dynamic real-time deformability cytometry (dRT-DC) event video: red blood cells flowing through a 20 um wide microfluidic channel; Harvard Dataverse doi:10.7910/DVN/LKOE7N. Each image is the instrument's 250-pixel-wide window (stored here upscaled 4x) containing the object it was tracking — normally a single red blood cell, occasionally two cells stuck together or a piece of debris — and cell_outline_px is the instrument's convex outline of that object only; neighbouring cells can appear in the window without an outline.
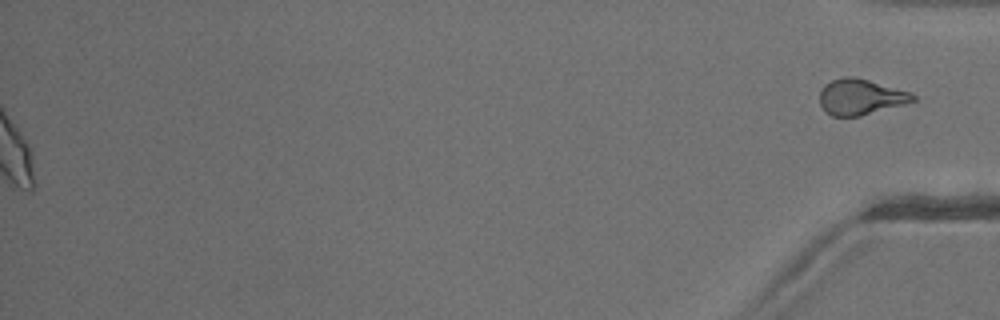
{"species": "common noctule bat (a hibernating species)", "species_latin": "Nyctalus noctula", "temperature_condition": "warm", "stored_images_in_passage": 46, "segment_of_instrument_passage": [2, 2], "camera_frame_rate_fps": 3000, "um_per_image_px": 0.085, "animal": {"sex": "female"}, "frame": {"image": 1, "passage_image": 46, "time_ms": 15.0, "image_size_px": [1000, 320], "cell_outline_px": [[916, 100], [904, 104], [860, 116], [832, 116], [824, 112], [820, 104], [820, 92], [824, 84], [832, 80], [844, 76], [852, 76], [868, 80], [908, 92], [916, 96]], "centroid_in_image_um": [73.1, 8.24], "position_along_channel_um": 362.1, "area_um2": 19.25}}